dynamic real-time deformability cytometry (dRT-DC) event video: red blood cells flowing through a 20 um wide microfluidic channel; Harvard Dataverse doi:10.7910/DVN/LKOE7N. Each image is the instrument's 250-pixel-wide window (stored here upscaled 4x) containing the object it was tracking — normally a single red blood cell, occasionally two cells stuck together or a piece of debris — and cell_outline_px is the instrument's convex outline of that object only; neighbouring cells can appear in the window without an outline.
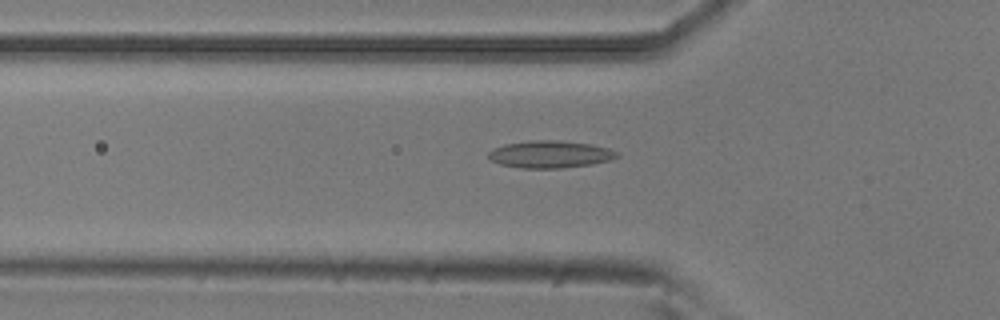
{"species": "common noctule bat (a hibernating species)", "species_latin": "Nyctalus noctula", "temperature_condition": "room temperature", "stored_images_in_passage": 51, "camera_frame_rate_fps": 3000, "um_per_image_px": 0.085, "animal": {"sex": "male", "body_mass_g": 20.5, "forearm_length_mm": 52.5}, "frame": {"image": 1, "passage_image": 16, "time_ms": 5.0, "image_size_px": [1000, 320], "cell_outline_px": [[620, 156], [612, 160], [592, 164], [560, 168], [520, 168], [500, 164], [492, 160], [488, 156], [488, 152], [504, 144], [528, 140], [560, 140], [592, 144], [608, 148], [620, 152]], "centroid_in_image_um": [46.81, 13.11], "position_along_channel_um": 79.0, "area_um2": 20.58}}
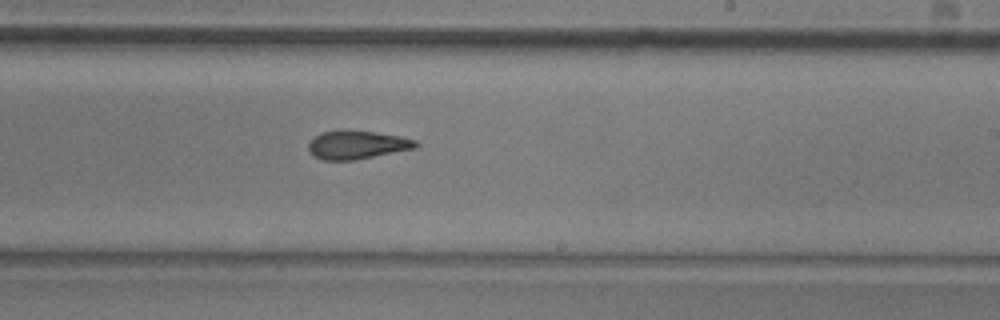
{"frame": {"image": 2, "passage_image": 30, "time_ms": 9.667, "image_size_px": [1000, 320], "cell_outline_px": [[420, 144], [416, 148], [356, 160], [324, 160], [312, 156], [308, 152], [308, 144], [320, 132], [376, 132], [400, 136], [416, 140]], "centroid_in_image_um": [30.37, 12.35], "position_along_channel_um": 258.6, "area_um2": 17.46}}
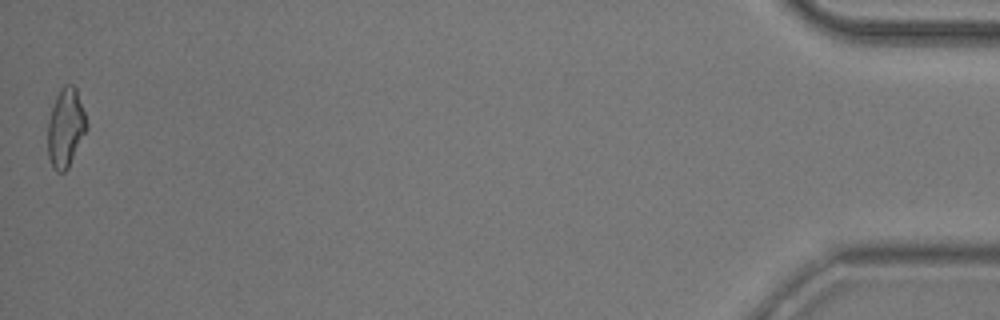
{"frame": {"image": 3, "passage_image": 51, "time_ms": 16.667, "image_size_px": [1000, 320], "cell_outline_px": [[88, 128], [68, 168], [64, 172], [56, 172], [52, 168], [48, 156], [48, 120], [56, 96], [60, 88], [64, 84], [72, 84], [76, 88], [88, 124]], "centroid_in_image_um": [5.58, 10.87], "position_along_channel_um": 429.6, "area_um2": 17.92}, "authors_computed_cell_mechanics": {"area_um2": 17.9758, "velocity_mm_per_s": 3.8235, "shape_relaxation_time_tau1_ms": null, "shape_relaxation_time_tau2_ms": 2.9659, "deformation_change_tau1": null, "deformation_change_tau2": 0.1044}}